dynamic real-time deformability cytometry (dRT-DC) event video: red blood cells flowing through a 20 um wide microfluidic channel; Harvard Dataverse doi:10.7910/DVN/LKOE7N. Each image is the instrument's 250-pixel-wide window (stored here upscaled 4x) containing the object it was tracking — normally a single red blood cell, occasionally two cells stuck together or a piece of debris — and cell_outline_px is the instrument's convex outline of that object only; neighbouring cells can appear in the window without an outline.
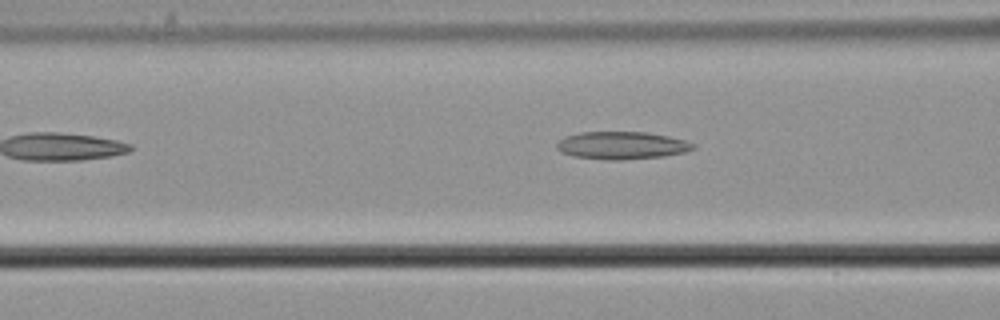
{"species": "common noctule bat (a hibernating species)", "species_latin": "Nyctalus noctula", "temperature_condition": "cold", "stored_images_in_passage": 36, "camera_frame_rate_fps": 3000, "um_per_image_px": 0.085, "animal": {"sex": "male", "body_mass_g": 21.5, "forearm_length_mm": 52.0}, "frame": {"image": 1, "passage_image": 5, "time_ms": 1.333, "image_size_px": [1000, 320], "cell_outline_px": [[696, 148], [684, 152], [664, 156], [620, 160], [608, 160], [572, 156], [560, 152], [556, 148], [556, 144], [564, 136], [580, 132], [648, 132], [668, 136], [684, 140], [696, 144]], "centroid_in_image_um": [52.83, 12.36], "position_along_channel_um": 113.8, "area_um2": 22.08}}
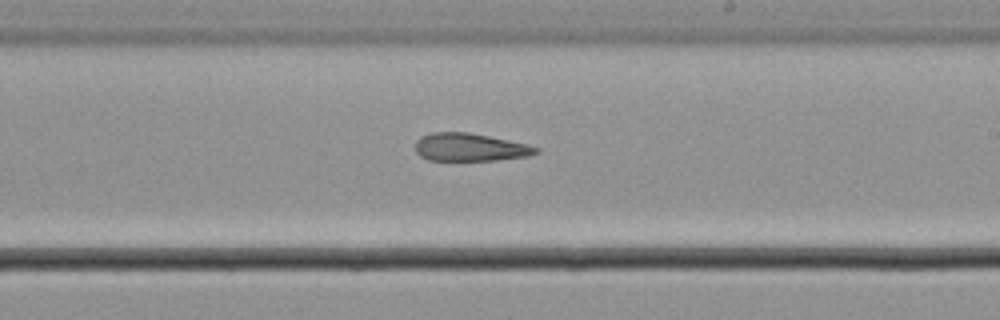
{"frame": {"image": 2, "passage_image": 16, "time_ms": 5.0, "image_size_px": [1000, 320], "cell_outline_px": [[540, 152], [528, 156], [496, 160], [428, 160], [420, 156], [416, 152], [416, 140], [420, 136], [432, 132], [468, 132], [508, 140], [540, 148]], "centroid_in_image_um": [39.92, 12.51], "position_along_channel_um": 249.1, "area_um2": 19.54}}
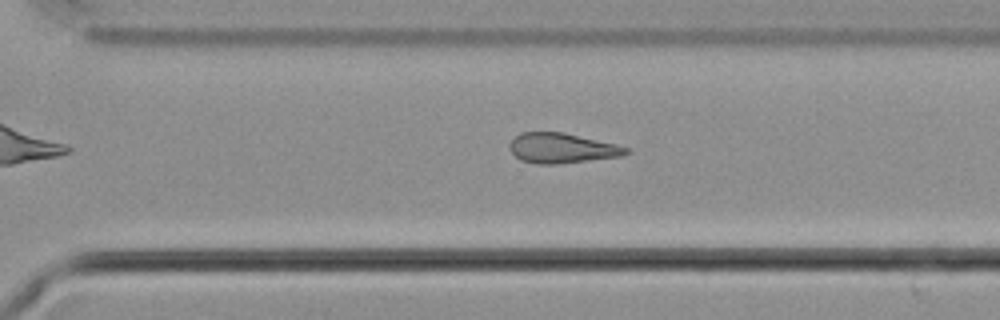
{"frame": {"image": 3, "passage_image": 22, "time_ms": 7.0, "image_size_px": [1000, 320], "cell_outline_px": [[632, 152], [620, 156], [556, 164], [536, 164], [520, 160], [508, 148], [508, 144], [520, 132], [564, 132], [616, 144], [628, 148]], "centroid_in_image_um": [47.73, 12.59], "position_along_channel_um": 322.9, "area_um2": 20.35}, "authors_computed_cell_mechanics": {"area_um2": 20.7791, "velocity_mm_per_s": 3.6889, "shape_relaxation_time_tau1_ms": null, "shape_relaxation_time_tau2_ms": 3.3125, "deformation_change_tau1": null, "deformation_change_tau2": 0.1276}}